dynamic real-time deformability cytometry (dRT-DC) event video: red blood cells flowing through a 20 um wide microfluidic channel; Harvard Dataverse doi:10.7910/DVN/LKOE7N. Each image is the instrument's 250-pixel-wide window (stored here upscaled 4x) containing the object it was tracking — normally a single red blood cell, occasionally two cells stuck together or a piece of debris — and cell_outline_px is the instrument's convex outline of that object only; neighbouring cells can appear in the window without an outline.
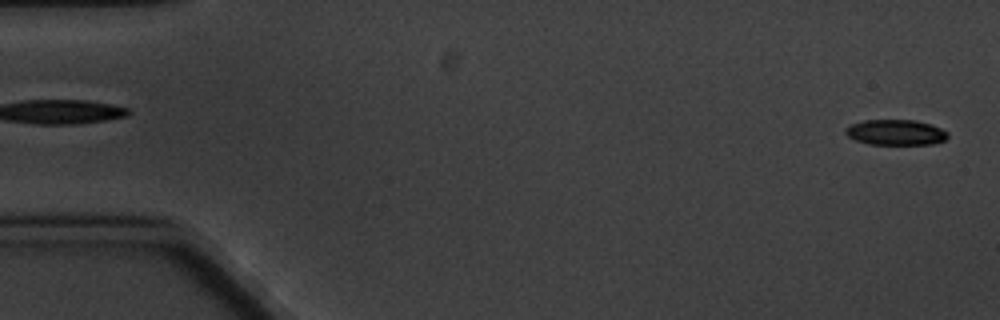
{"species": "common noctule bat (a hibernating species)", "species_latin": "Nyctalus noctula", "temperature_condition": "cold", "stored_images_in_passage": 6, "segment_of_instrument_passage": [2, 2], "camera_frame_rate_fps": 3000, "um_per_image_px": 0.085, "animal": {"sex": "male", "body_mass_g": 20.1, "forearm_length_mm": 53.5}, "frame": {"image": 1, "passage_image": 6, "time_ms": 6.0, "image_size_px": [1000, 320], "cell_outline_px": [[948, 136], [944, 140], [932, 144], [872, 144], [856, 140], [848, 136], [844, 132], [844, 128], [852, 124], [864, 120], [916, 120], [932, 124], [948, 132]], "centroid_in_image_um": [76.14, 11.24], "position_along_channel_um": 8.9, "area_um2": 15.14}}